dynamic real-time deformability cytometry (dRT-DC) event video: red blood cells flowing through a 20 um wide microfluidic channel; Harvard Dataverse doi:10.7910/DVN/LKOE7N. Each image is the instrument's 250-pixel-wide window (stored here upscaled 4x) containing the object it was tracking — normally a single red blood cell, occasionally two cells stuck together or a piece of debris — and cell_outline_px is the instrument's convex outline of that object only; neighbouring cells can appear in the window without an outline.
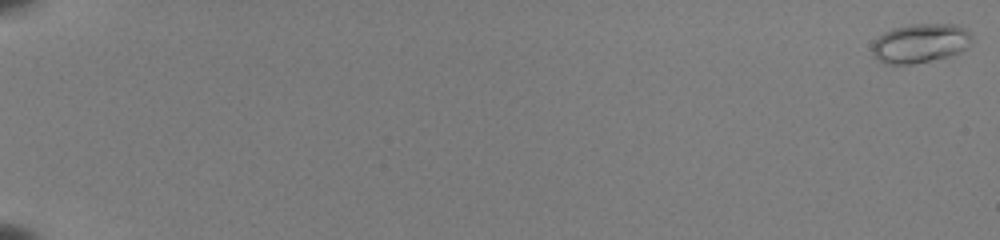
{"species": "common noctule bat (a hibernating species)", "species_latin": "Nyctalus noctula", "temperature_condition": "room temperature", "stored_images_in_passage": 55, "camera_frame_rate_fps": 3000, "um_per_image_px": 0.085, "animal": {"sex": "female", "body_mass_g": 22.0, "forearm_length_mm": 56.7}, "frame": {"image": 1, "passage_image": 1, "time_ms": 0.0, "image_size_px": [1000, 240], "cell_outline_px": [[972, 40], [960, 52], [948, 56], [912, 64], [884, 64], [876, 60], [872, 56], [872, 44], [884, 32], [892, 28], [912, 24], [956, 24], [964, 28], [972, 36]], "centroid_in_image_um": [78.18, 3.68], "position_along_channel_um": 6.8, "area_um2": 22.72}}
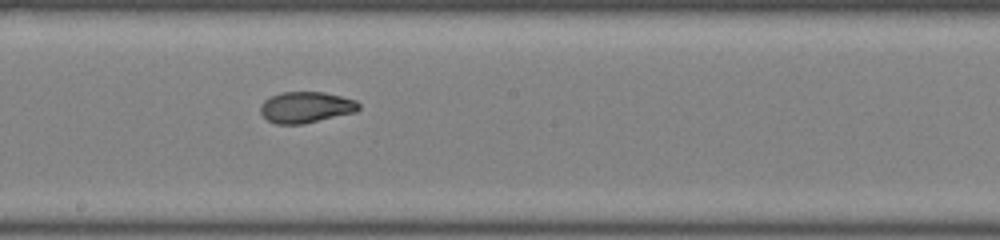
{"frame": {"image": 2, "passage_image": 34, "time_ms": 11.0, "image_size_px": [1000, 240], "cell_outline_px": [[360, 108], [356, 112], [304, 124], [276, 124], [268, 120], [260, 112], [260, 104], [264, 100], [280, 92], [324, 92], [356, 100], [360, 104]], "centroid_in_image_um": [26.01, 9.12], "position_along_channel_um": 222.2, "area_um2": 17.92}}
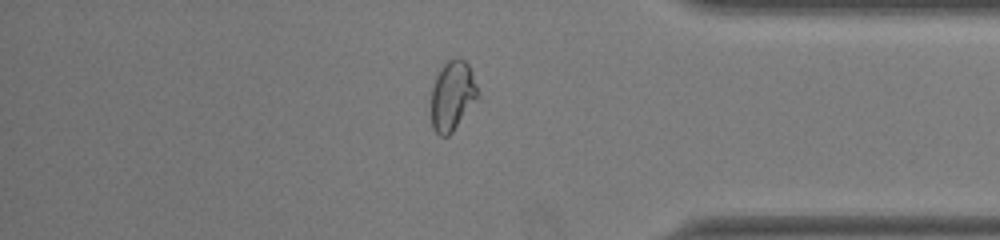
{"frame": {"image": 3, "passage_image": 48, "time_ms": 15.667, "image_size_px": [1000, 240], "cell_outline_px": [[480, 96], [452, 132], [448, 136], [440, 136], [432, 128], [432, 88], [436, 76], [440, 68], [448, 60], [456, 56], [464, 60], [468, 64], [472, 72]], "centroid_in_image_um": [38.47, 8.12], "position_along_channel_um": 396.7, "area_um2": 18.96}, "authors_computed_cell_mechanics": {"area_um2": 18.6116, "velocity_mm_per_s": 3.9778, "shape_relaxation_time_tau1_ms": 3.7978, "shape_relaxation_time_tau2_ms": 1.3313, "deformation_change_tau1": 0.1844, "deformation_change_tau2": 0.0649}}